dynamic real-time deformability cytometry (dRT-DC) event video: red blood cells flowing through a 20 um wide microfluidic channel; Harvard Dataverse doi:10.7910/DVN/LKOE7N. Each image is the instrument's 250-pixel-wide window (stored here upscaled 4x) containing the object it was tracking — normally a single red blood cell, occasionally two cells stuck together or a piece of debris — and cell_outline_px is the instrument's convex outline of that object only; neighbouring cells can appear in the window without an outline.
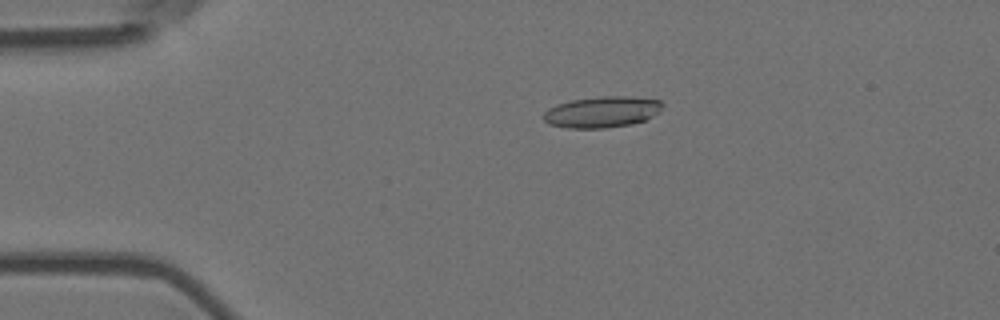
{"species": "Egyptian fruit bat (a non-hibernating species)", "species_latin": "Rousettus aegyptiacus", "temperature_condition": "room temperature", "stored_images_in_passage": 56, "camera_frame_rate_fps": 3000, "um_per_image_px": 0.085, "animal": {"sex": "female"}, "frame": {"image": 1, "passage_image": 12, "time_ms": 3.667, "image_size_px": [1000, 320], "cell_outline_px": [[660, 108], [652, 116], [644, 120], [632, 124], [604, 128], [568, 128], [548, 124], [544, 120], [544, 112], [548, 108], [556, 104], [572, 100], [604, 96], [628, 96], [660, 100]], "centroid_in_image_um": [51.11, 9.52], "position_along_channel_um": 33.9, "area_um2": 21.33}}
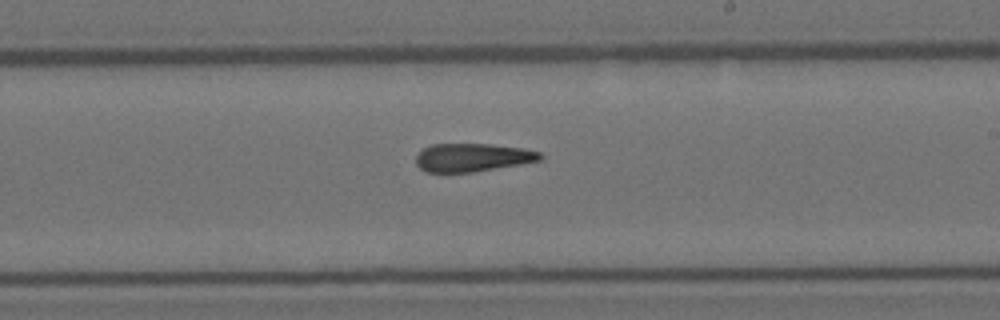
{"frame": {"image": 2, "passage_image": 33, "time_ms": 10.667, "image_size_px": [1000, 320], "cell_outline_px": [[544, 156], [540, 160], [520, 164], [472, 172], [428, 172], [420, 168], [416, 164], [416, 156], [424, 148], [432, 144], [488, 144], [524, 148], [540, 152]], "centroid_in_image_um": [40.17, 13.38], "position_along_channel_um": 248.8, "area_um2": 20.29}}
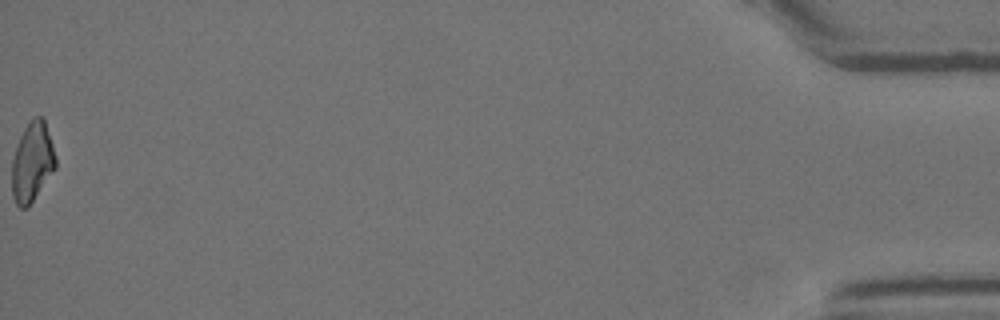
{"frame": {"image": 3, "passage_image": 56, "time_ms": 18.333, "image_size_px": [1000, 320], "cell_outline_px": [[56, 168], [28, 208], [20, 208], [16, 204], [12, 196], [12, 160], [20, 136], [24, 128], [36, 116], [44, 116], [56, 156]], "centroid_in_image_um": [2.75, 13.79], "position_along_channel_um": 432.5, "area_um2": 20.35}, "authors_computed_cell_mechanics": {"area_um2": 21.097, "velocity_mm_per_s": 3.6999, "shape_relaxation_time_tau1_ms": null, "shape_relaxation_time_tau2_ms": 5.8778, "deformation_change_tau1": null, "deformation_change_tau2": 0.1846}}